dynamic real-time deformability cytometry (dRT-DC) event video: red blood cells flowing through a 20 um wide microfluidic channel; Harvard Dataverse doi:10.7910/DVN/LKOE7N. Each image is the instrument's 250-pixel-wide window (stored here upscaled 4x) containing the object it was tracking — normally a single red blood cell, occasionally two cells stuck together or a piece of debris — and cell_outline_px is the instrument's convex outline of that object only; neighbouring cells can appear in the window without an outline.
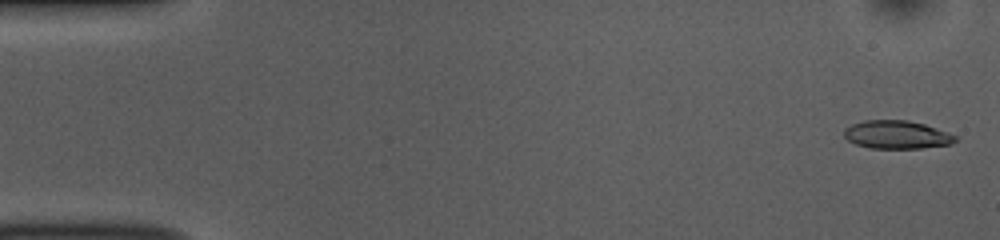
{"species": "common noctule bat (a hibernating species)", "species_latin": "Nyctalus noctula", "temperature_condition": "room temperature", "stored_images_in_passage": 53, "camera_frame_rate_fps": 3000, "um_per_image_px": 0.085, "animal": {"sex": "female", "body_mass_g": 10.0, "forearm_length_mm": 53.1}, "frame": {"image": 1, "passage_image": 2, "time_ms": 0.333, "image_size_px": [1000, 240], "cell_outline_px": [[960, 136], [956, 140], [948, 144], [920, 148], [868, 148], [856, 144], [848, 140], [844, 136], [844, 128], [852, 124], [864, 120], [908, 120], [924, 124]], "centroid_in_image_um": [76.21, 11.44], "position_along_channel_um": 8.8, "area_um2": 18.26}}
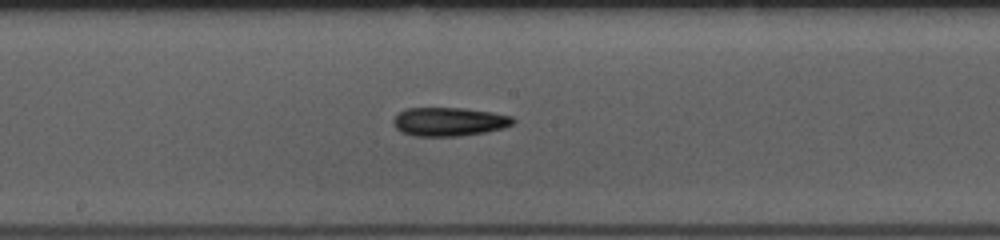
{"frame": {"image": 2, "passage_image": 28, "time_ms": 9.0, "image_size_px": [1000, 240], "cell_outline_px": [[516, 120], [512, 124], [504, 128], [484, 132], [460, 136], [416, 136], [400, 132], [392, 124], [392, 120], [404, 108], [464, 108], [492, 112], [512, 116]], "centroid_in_image_um": [38.16, 10.34], "position_along_channel_um": 210.0, "area_um2": 20.11}}
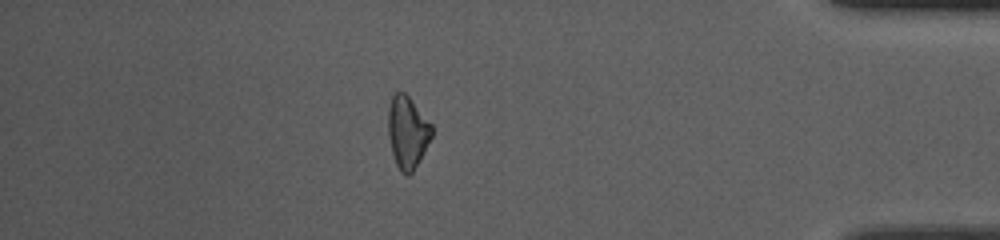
{"frame": {"image": 3, "passage_image": 46, "time_ms": 15.0, "image_size_px": [1000, 240], "cell_outline_px": [[432, 136], [424, 152], [412, 172], [408, 176], [404, 176], [400, 172], [396, 164], [392, 152], [388, 136], [388, 108], [392, 96], [396, 92], [404, 92], [408, 96], [432, 124]], "centroid_in_image_um": [34.62, 11.25], "position_along_channel_um": 400.6, "area_um2": 18.32}, "authors_computed_cell_mechanics": {"area_um2": 19.0162, "velocity_mm_per_s": 3.816, "shape_relaxation_time_tau1_ms": 7.6363, "shape_relaxation_time_tau2_ms": null, "deformation_change_tau1": 0.1762, "deformation_change_tau2": null}}